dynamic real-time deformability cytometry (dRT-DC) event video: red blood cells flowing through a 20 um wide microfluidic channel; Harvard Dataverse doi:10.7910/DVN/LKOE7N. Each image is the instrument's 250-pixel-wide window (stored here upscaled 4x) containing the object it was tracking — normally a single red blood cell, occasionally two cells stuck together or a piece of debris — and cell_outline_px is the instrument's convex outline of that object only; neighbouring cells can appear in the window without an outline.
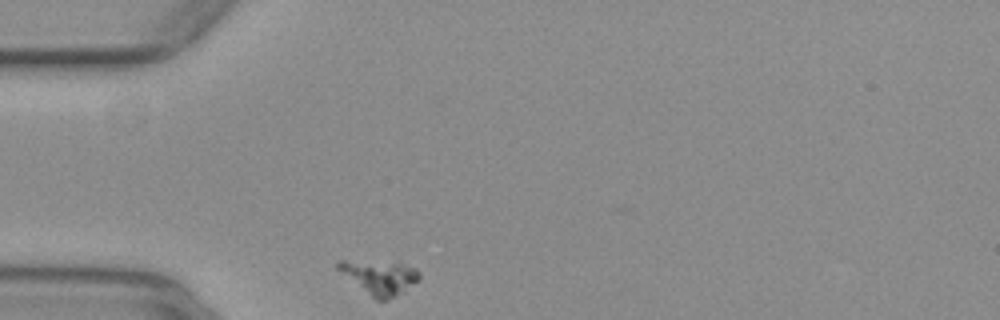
{"species": "common noctule bat (a hibernating species)", "species_latin": "Nyctalus noctula", "temperature_condition": "warm", "stored_images_in_passage": 35, "camera_frame_rate_fps": 3000, "um_per_image_px": 0.085, "animal": {"sex": "female", "body_mass_g": 29.2, "forearm_length_mm": 56.3}, "frame": {"image": 1, "passage_image": 1, "time_ms": 0.0, "image_size_px": [1000, 320], "cell_outline_px": [[420, 276], [416, 280], [396, 296], [388, 300], [376, 300], [336, 268], [336, 264], [340, 260], [400, 260], [416, 268], [420, 272]], "centroid_in_image_um": [32.28, 23.49], "position_along_channel_um": 52.7, "area_um2": 16.36}}
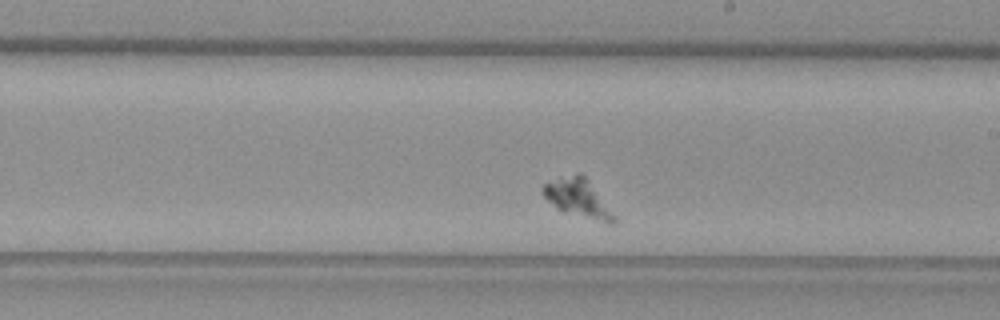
{"frame": {"image": 2, "passage_image": 18, "time_ms": 5.667, "image_size_px": [1000, 320], "cell_outline_px": [[616, 224], [608, 224], [564, 212], [556, 208], [540, 192], [540, 188], [544, 184], [560, 176], [576, 172], [580, 172], [588, 180], [616, 216]], "centroid_in_image_um": [49.11, 16.84], "position_along_channel_um": 239.9, "area_um2": 16.01}}
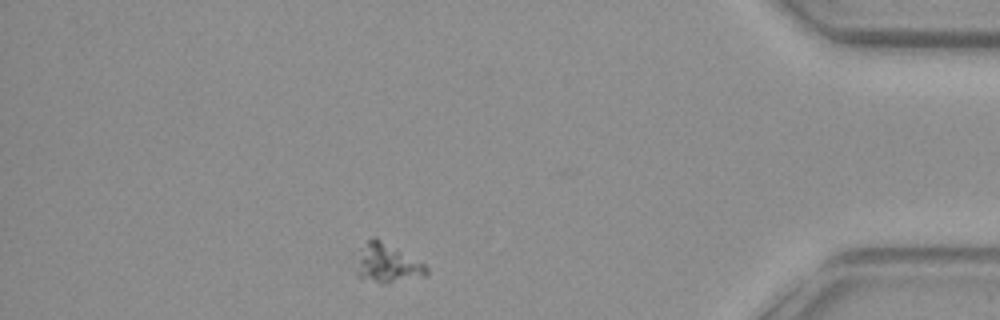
{"frame": {"image": 3, "passage_image": 35, "time_ms": 11.333, "image_size_px": [1000, 320], "cell_outline_px": [[428, 276], [388, 284], [380, 284], [360, 280], [356, 276], [352, 260], [356, 248], [372, 236], [376, 236], [424, 264], [428, 268]], "centroid_in_image_um": [32.76, 22.39], "position_along_channel_um": 402.4, "area_um2": 17.34}}